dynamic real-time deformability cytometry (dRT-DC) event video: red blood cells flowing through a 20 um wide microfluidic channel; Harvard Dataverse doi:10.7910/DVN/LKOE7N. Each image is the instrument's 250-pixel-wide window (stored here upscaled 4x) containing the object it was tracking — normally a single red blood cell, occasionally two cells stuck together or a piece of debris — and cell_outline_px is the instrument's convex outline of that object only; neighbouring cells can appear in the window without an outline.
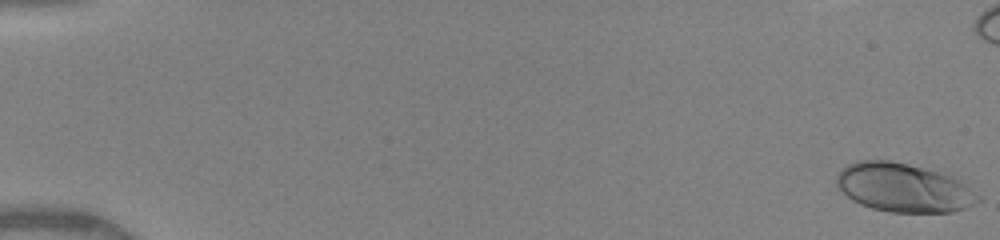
{"species": "human", "species_latin": "Homo sapiens", "temperature_condition": "warm", "stored_images_in_passage": 46, "camera_frame_rate_fps": 3000, "um_per_image_px": 0.085, "donor": {"sex": "female"}, "frame": {"image": 1, "passage_image": 1, "time_ms": 0.0, "image_size_px": [1000, 240], "cell_outline_px": [[980, 200], [964, 208], [952, 212], [888, 212], [872, 208], [860, 204], [852, 200], [836, 188], [836, 172], [840, 168], [856, 160], [888, 160], [908, 164], [952, 176], [960, 180], [980, 196]], "centroid_in_image_um": [76.73, 15.95], "position_along_channel_um": 8.3, "area_um2": 40.29}}
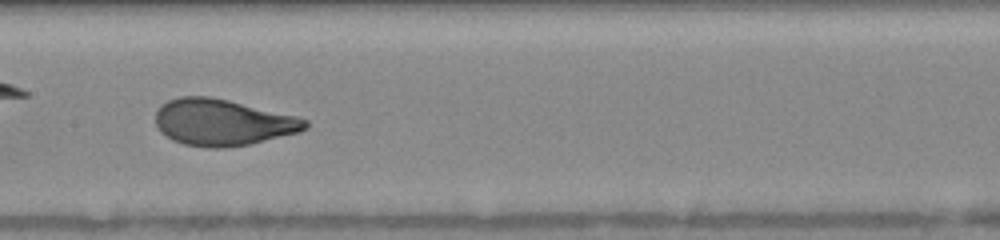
{"frame": {"image": 2, "passage_image": 27, "time_ms": 8.667, "image_size_px": [1000, 240], "cell_outline_px": [[308, 128], [300, 132], [248, 144], [224, 148], [208, 148], [184, 144], [172, 140], [160, 132], [156, 124], [156, 112], [160, 104], [168, 100], [180, 96], [208, 96], [228, 100], [296, 116], [308, 120]], "centroid_in_image_um": [18.9, 10.4], "position_along_channel_um": 188.5, "area_um2": 40.52}}